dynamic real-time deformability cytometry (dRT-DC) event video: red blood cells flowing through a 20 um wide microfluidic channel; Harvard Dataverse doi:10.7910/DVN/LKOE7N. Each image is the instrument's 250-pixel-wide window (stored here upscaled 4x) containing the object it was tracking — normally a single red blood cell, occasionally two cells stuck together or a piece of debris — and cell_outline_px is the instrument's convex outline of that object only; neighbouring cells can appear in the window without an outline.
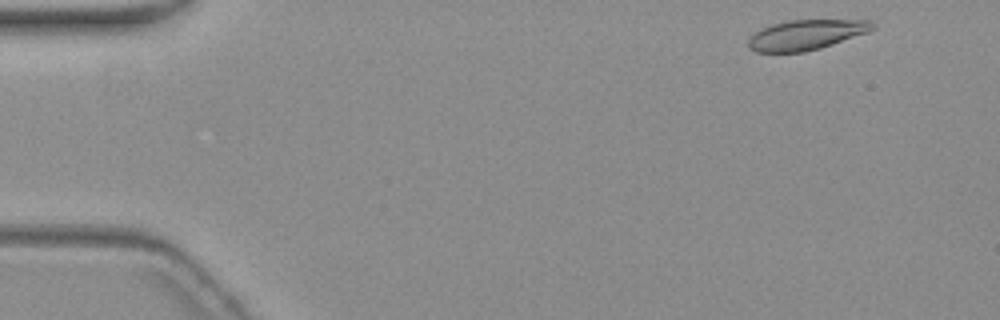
{"species": "common noctule bat (a hibernating species)", "species_latin": "Nyctalus noctula", "temperature_condition": "warm", "stored_images_in_passage": 4, "camera_frame_rate_fps": 3000, "um_per_image_px": 0.085, "animal": {"sex": "female", "body_mass_g": 19.3, "forearm_length_mm": 54.1}, "frame": {"image": 1, "passage_image": 1, "time_ms": 0.0, "image_size_px": [1000, 320], "cell_outline_px": [[876, 28], [868, 32], [820, 48], [804, 52], [756, 52], [748, 48], [748, 40], [756, 32], [772, 24], [788, 20], [872, 20], [876, 24]], "centroid_in_image_um": [68.55, 2.95], "position_along_channel_um": 16.4, "area_um2": 21.68}}